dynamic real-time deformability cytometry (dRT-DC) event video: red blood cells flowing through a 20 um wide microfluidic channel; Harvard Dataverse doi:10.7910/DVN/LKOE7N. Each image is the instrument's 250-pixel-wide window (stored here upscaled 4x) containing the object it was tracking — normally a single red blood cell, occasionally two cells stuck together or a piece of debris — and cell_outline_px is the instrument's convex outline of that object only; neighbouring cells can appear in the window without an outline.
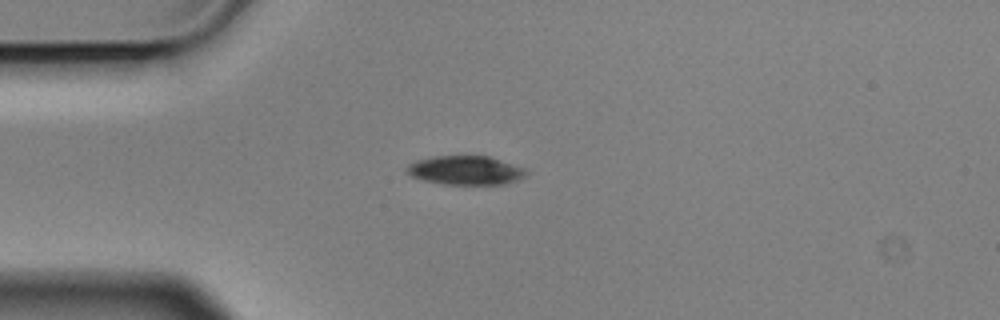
{"species": "Egyptian fruit bat (a non-hibernating species)", "species_latin": "Rousettus aegyptiacus", "temperature_condition": "cold", "stored_images_in_passage": 4, "camera_frame_rate_fps": 3000, "um_per_image_px": 0.085, "animal": {"sex": "male"}, "frame": {"image": 1, "passage_image": 2, "time_ms": 0.333, "image_size_px": [1000, 320], "cell_outline_px": [[528, 172], [524, 176], [516, 180], [504, 184], [444, 184], [424, 180], [412, 176], [404, 168], [408, 164], [416, 160], [432, 156], [488, 156], [528, 168]], "centroid_in_image_um": [39.58, 14.46], "position_along_channel_um": 45.4, "area_um2": 20.17}}
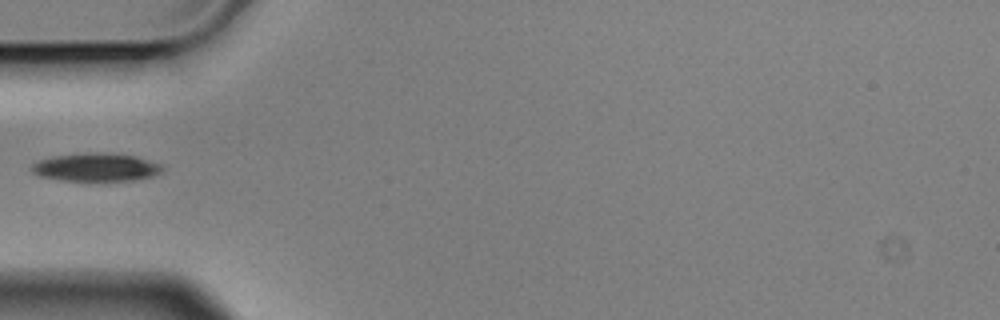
{"frame": {"image": 2, "passage_image": 3, "time_ms": 0.667, "image_size_px": [1000, 320], "cell_outline_px": [[164, 168], [160, 172], [152, 176], [136, 180], [60, 180], [40, 176], [32, 172], [28, 168], [32, 164], [40, 160], [56, 156], [136, 156], [160, 164]], "centroid_in_image_um": [8.14, 14.28], "position_along_channel_um": 76.9, "area_um2": 19.94}}
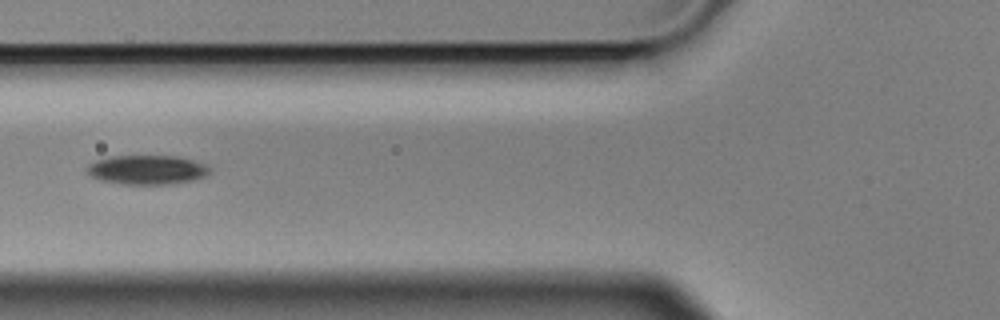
{"frame": {"image": 3, "passage_image": 4, "time_ms": 1.0, "image_size_px": [1000, 320], "cell_outline_px": [[212, 168], [208, 176], [196, 180], [176, 184], [124, 184], [100, 180], [92, 176], [88, 172], [88, 164], [96, 160], [112, 156], [176, 156], [208, 164]], "centroid_in_image_um": [12.6, 14.44], "position_along_channel_um": 113.2, "area_um2": 21.15}}